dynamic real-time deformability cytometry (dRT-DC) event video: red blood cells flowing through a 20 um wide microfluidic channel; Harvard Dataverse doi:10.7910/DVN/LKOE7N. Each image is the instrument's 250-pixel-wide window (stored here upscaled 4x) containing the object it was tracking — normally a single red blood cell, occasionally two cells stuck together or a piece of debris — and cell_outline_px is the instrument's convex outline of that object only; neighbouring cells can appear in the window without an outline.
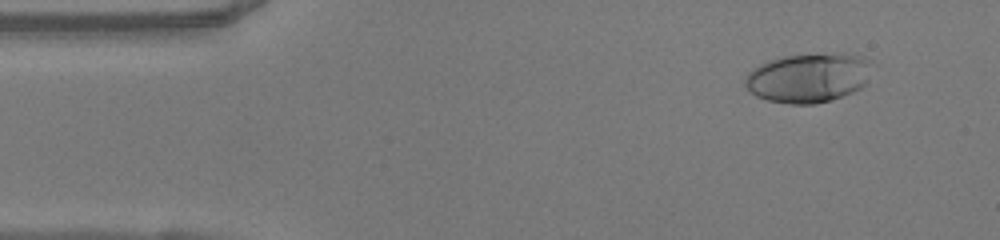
{"species": "human", "species_latin": "Homo sapiens", "temperature_condition": "warm", "stored_images_in_passage": 50, "camera_frame_rate_fps": 3000, "um_per_image_px": 0.085, "donor": {"sex": "female"}, "frame": {"image": 1, "passage_image": 5, "time_ms": 1.333, "image_size_px": [1000, 240], "cell_outline_px": [[868, 60], [864, 84], [860, 88], [852, 92], [816, 104], [792, 104], [768, 100], [756, 96], [744, 84], [744, 76], [748, 72], [760, 64], [784, 56], [840, 52], [856, 56]], "centroid_in_image_um": [68.62, 6.61], "position_along_channel_um": 16.4, "area_um2": 35.72}}
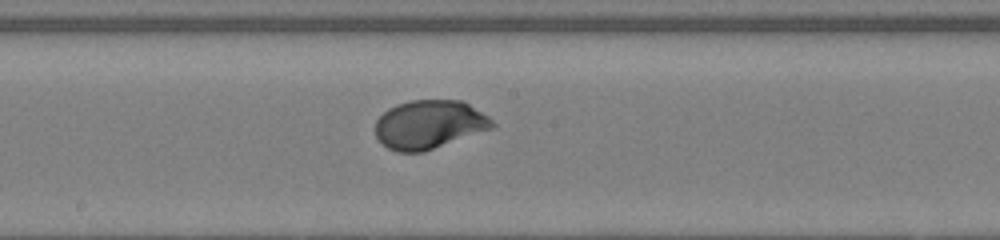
{"frame": {"image": 2, "passage_image": 26, "time_ms": 8.333, "image_size_px": [1000, 240], "cell_outline_px": [[496, 124], [492, 128], [424, 152], [396, 152], [388, 148], [376, 136], [376, 120], [388, 108], [396, 104], [412, 100], [464, 100], [488, 116]], "centroid_in_image_um": [36.49, 10.57], "position_along_channel_um": 211.7, "area_um2": 33.12}}
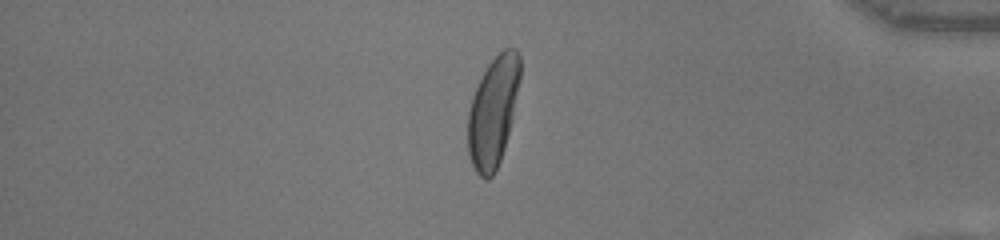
{"frame": {"image": 3, "passage_image": 42, "time_ms": 13.667, "image_size_px": [1000, 240], "cell_outline_px": [[520, 80], [512, 116], [504, 148], [500, 160], [492, 176], [488, 180], [484, 180], [476, 172], [472, 164], [468, 152], [468, 112], [472, 96], [488, 64], [504, 48], [516, 48], [520, 56]], "centroid_in_image_um": [41.9, 9.49], "position_along_channel_um": 393.3, "area_um2": 33.0}, "authors_computed_cell_mechanics": {"area_um2": 33.524, "velocity_mm_per_s": 4.0556, "shape_relaxation_time_tau1_ms": 2.8214, "shape_relaxation_time_tau2_ms": null, "deformation_change_tau1": 0.1755, "deformation_change_tau2": null}}